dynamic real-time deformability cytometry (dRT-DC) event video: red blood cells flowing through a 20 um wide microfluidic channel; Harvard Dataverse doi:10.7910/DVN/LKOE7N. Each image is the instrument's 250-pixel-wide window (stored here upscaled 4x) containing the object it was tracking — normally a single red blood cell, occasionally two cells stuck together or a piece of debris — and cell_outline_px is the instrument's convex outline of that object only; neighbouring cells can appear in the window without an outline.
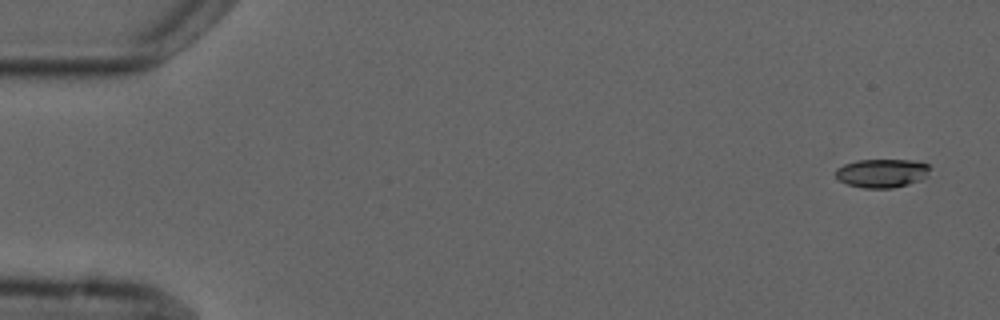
{"species": "common noctule bat (a hibernating species)", "species_latin": "Nyctalus noctula", "temperature_condition": "cold", "stored_images_in_passage": 6, "camera_frame_rate_fps": 3000, "um_per_image_px": 0.085, "animal": {"sex": "male", "forearm_length_mm": 52.5}, "frame": {"image": 1, "passage_image": 1, "time_ms": 0.0, "image_size_px": [1000, 320], "cell_outline_px": [[932, 168], [928, 176], [924, 180], [892, 188], [864, 188], [848, 184], [840, 180], [836, 176], [836, 168], [844, 164], [856, 160], [912, 160], [928, 164]], "centroid_in_image_um": [75.03, 14.71], "position_along_channel_um": 10.0, "area_um2": 15.95}}
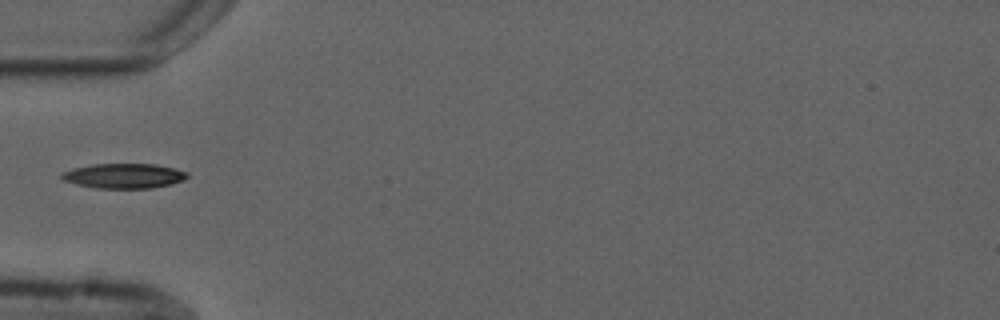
{"frame": {"image": 2, "passage_image": 5, "time_ms": 5.333, "image_size_px": [1000, 320], "cell_outline_px": [[188, 176], [184, 180], [172, 184], [152, 188], [96, 188], [76, 184], [64, 180], [60, 176], [60, 172], [72, 168], [92, 164], [156, 164], [188, 172]], "centroid_in_image_um": [10.51, 14.95], "position_along_channel_um": 74.5, "area_um2": 18.26}}
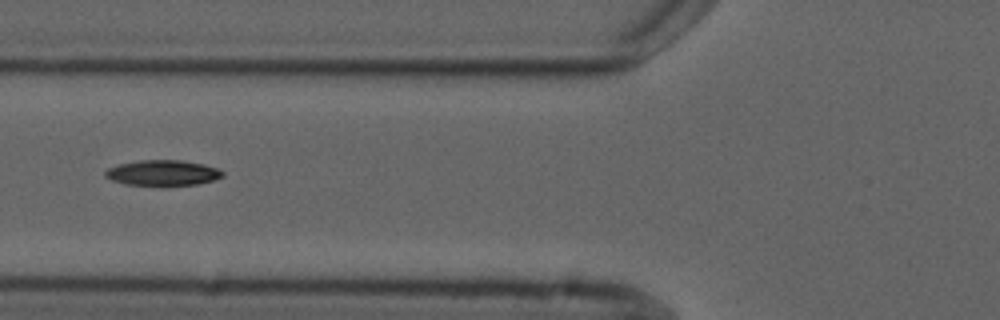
{"frame": {"image": 3, "passage_image": 6, "time_ms": 6.333, "image_size_px": [1000, 320], "cell_outline_px": [[224, 176], [212, 180], [196, 184], [164, 188], [124, 184], [112, 180], [104, 176], [104, 172], [108, 168], [120, 164], [140, 160], [180, 160], [204, 164], [216, 168], [224, 172]], "centroid_in_image_um": [13.81, 14.73], "position_along_channel_um": 112.0, "area_um2": 18.03}}